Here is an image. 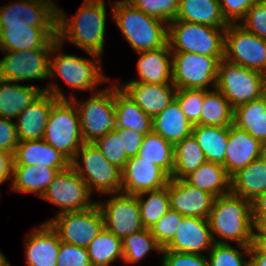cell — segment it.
Listing matches in <instances>:
<instances>
[{
    "label": "cell",
    "mask_w": 266,
    "mask_h": 266,
    "mask_svg": "<svg viewBox=\"0 0 266 266\" xmlns=\"http://www.w3.org/2000/svg\"><path fill=\"white\" fill-rule=\"evenodd\" d=\"M104 0H84L75 15L68 19L58 8L57 38L64 44L70 41L92 56L102 57L106 31V6Z\"/></svg>",
    "instance_id": "1"
},
{
    "label": "cell",
    "mask_w": 266,
    "mask_h": 266,
    "mask_svg": "<svg viewBox=\"0 0 266 266\" xmlns=\"http://www.w3.org/2000/svg\"><path fill=\"white\" fill-rule=\"evenodd\" d=\"M214 243L229 244L236 241L238 247L249 255L253 240L251 202L231 192L214 198L208 217ZM221 238L216 240L215 236Z\"/></svg>",
    "instance_id": "2"
},
{
    "label": "cell",
    "mask_w": 266,
    "mask_h": 266,
    "mask_svg": "<svg viewBox=\"0 0 266 266\" xmlns=\"http://www.w3.org/2000/svg\"><path fill=\"white\" fill-rule=\"evenodd\" d=\"M113 4L112 18L136 53L156 50L167 44V23L143 13L126 0Z\"/></svg>",
    "instance_id": "3"
},
{
    "label": "cell",
    "mask_w": 266,
    "mask_h": 266,
    "mask_svg": "<svg viewBox=\"0 0 266 266\" xmlns=\"http://www.w3.org/2000/svg\"><path fill=\"white\" fill-rule=\"evenodd\" d=\"M43 140L72 162L85 143L78 112L70 100L58 99L52 106Z\"/></svg>",
    "instance_id": "4"
},
{
    "label": "cell",
    "mask_w": 266,
    "mask_h": 266,
    "mask_svg": "<svg viewBox=\"0 0 266 266\" xmlns=\"http://www.w3.org/2000/svg\"><path fill=\"white\" fill-rule=\"evenodd\" d=\"M225 29L186 21H171L168 24L167 43L172 52L224 56Z\"/></svg>",
    "instance_id": "5"
},
{
    "label": "cell",
    "mask_w": 266,
    "mask_h": 266,
    "mask_svg": "<svg viewBox=\"0 0 266 266\" xmlns=\"http://www.w3.org/2000/svg\"><path fill=\"white\" fill-rule=\"evenodd\" d=\"M78 112L81 133L85 143H94L109 131L117 128L115 114V86L100 89L92 97L77 102L75 96H70ZM79 103V104H78Z\"/></svg>",
    "instance_id": "6"
},
{
    "label": "cell",
    "mask_w": 266,
    "mask_h": 266,
    "mask_svg": "<svg viewBox=\"0 0 266 266\" xmlns=\"http://www.w3.org/2000/svg\"><path fill=\"white\" fill-rule=\"evenodd\" d=\"M263 73L221 59L216 88L229 101L232 109L265 95Z\"/></svg>",
    "instance_id": "7"
},
{
    "label": "cell",
    "mask_w": 266,
    "mask_h": 266,
    "mask_svg": "<svg viewBox=\"0 0 266 266\" xmlns=\"http://www.w3.org/2000/svg\"><path fill=\"white\" fill-rule=\"evenodd\" d=\"M80 156L83 165L79 163ZM71 166L91 193L94 190L104 195L121 192L122 171L111 164L94 143H84L77 151Z\"/></svg>",
    "instance_id": "8"
},
{
    "label": "cell",
    "mask_w": 266,
    "mask_h": 266,
    "mask_svg": "<svg viewBox=\"0 0 266 266\" xmlns=\"http://www.w3.org/2000/svg\"><path fill=\"white\" fill-rule=\"evenodd\" d=\"M62 46L59 40L53 45L51 53L56 54L58 51V54H56V57L55 55L50 57L49 77H56L57 73L70 88L82 91L91 90L93 92L99 83L109 82V78L101 72L102 65L98 66L102 62L101 57L92 54L93 59L91 60L75 55L62 54L60 50Z\"/></svg>",
    "instance_id": "9"
},
{
    "label": "cell",
    "mask_w": 266,
    "mask_h": 266,
    "mask_svg": "<svg viewBox=\"0 0 266 266\" xmlns=\"http://www.w3.org/2000/svg\"><path fill=\"white\" fill-rule=\"evenodd\" d=\"M224 56L172 52V83L178 89L216 88L218 67ZM211 84V85H210Z\"/></svg>",
    "instance_id": "10"
},
{
    "label": "cell",
    "mask_w": 266,
    "mask_h": 266,
    "mask_svg": "<svg viewBox=\"0 0 266 266\" xmlns=\"http://www.w3.org/2000/svg\"><path fill=\"white\" fill-rule=\"evenodd\" d=\"M224 59L259 71L266 77V40L230 23L224 33Z\"/></svg>",
    "instance_id": "11"
},
{
    "label": "cell",
    "mask_w": 266,
    "mask_h": 266,
    "mask_svg": "<svg viewBox=\"0 0 266 266\" xmlns=\"http://www.w3.org/2000/svg\"><path fill=\"white\" fill-rule=\"evenodd\" d=\"M46 223L56 231L60 241L85 248L104 228L103 215L97 204L83 211L57 214Z\"/></svg>",
    "instance_id": "12"
},
{
    "label": "cell",
    "mask_w": 266,
    "mask_h": 266,
    "mask_svg": "<svg viewBox=\"0 0 266 266\" xmlns=\"http://www.w3.org/2000/svg\"><path fill=\"white\" fill-rule=\"evenodd\" d=\"M87 184L70 165L59 171L45 190L42 199L60 207L58 214L89 209L96 204L92 201Z\"/></svg>",
    "instance_id": "13"
},
{
    "label": "cell",
    "mask_w": 266,
    "mask_h": 266,
    "mask_svg": "<svg viewBox=\"0 0 266 266\" xmlns=\"http://www.w3.org/2000/svg\"><path fill=\"white\" fill-rule=\"evenodd\" d=\"M96 204L103 215L104 228L121 240L144 229L136 195L114 193L112 198Z\"/></svg>",
    "instance_id": "14"
},
{
    "label": "cell",
    "mask_w": 266,
    "mask_h": 266,
    "mask_svg": "<svg viewBox=\"0 0 266 266\" xmlns=\"http://www.w3.org/2000/svg\"><path fill=\"white\" fill-rule=\"evenodd\" d=\"M0 59V78L19 83L50 78L51 50L4 51Z\"/></svg>",
    "instance_id": "15"
},
{
    "label": "cell",
    "mask_w": 266,
    "mask_h": 266,
    "mask_svg": "<svg viewBox=\"0 0 266 266\" xmlns=\"http://www.w3.org/2000/svg\"><path fill=\"white\" fill-rule=\"evenodd\" d=\"M58 7L51 0H20L0 7V28L57 27Z\"/></svg>",
    "instance_id": "16"
},
{
    "label": "cell",
    "mask_w": 266,
    "mask_h": 266,
    "mask_svg": "<svg viewBox=\"0 0 266 266\" xmlns=\"http://www.w3.org/2000/svg\"><path fill=\"white\" fill-rule=\"evenodd\" d=\"M58 99L67 100V97L56 84H48L44 92L16 117L19 142L43 139L50 110Z\"/></svg>",
    "instance_id": "17"
},
{
    "label": "cell",
    "mask_w": 266,
    "mask_h": 266,
    "mask_svg": "<svg viewBox=\"0 0 266 266\" xmlns=\"http://www.w3.org/2000/svg\"><path fill=\"white\" fill-rule=\"evenodd\" d=\"M170 176L158 165L142 160L138 155L130 157L122 170L121 192L136 195L167 186Z\"/></svg>",
    "instance_id": "18"
},
{
    "label": "cell",
    "mask_w": 266,
    "mask_h": 266,
    "mask_svg": "<svg viewBox=\"0 0 266 266\" xmlns=\"http://www.w3.org/2000/svg\"><path fill=\"white\" fill-rule=\"evenodd\" d=\"M170 209L184 217L208 219L214 196L187 183L184 179H171L167 186Z\"/></svg>",
    "instance_id": "19"
},
{
    "label": "cell",
    "mask_w": 266,
    "mask_h": 266,
    "mask_svg": "<svg viewBox=\"0 0 266 266\" xmlns=\"http://www.w3.org/2000/svg\"><path fill=\"white\" fill-rule=\"evenodd\" d=\"M57 38V27L0 28V50H52Z\"/></svg>",
    "instance_id": "20"
},
{
    "label": "cell",
    "mask_w": 266,
    "mask_h": 266,
    "mask_svg": "<svg viewBox=\"0 0 266 266\" xmlns=\"http://www.w3.org/2000/svg\"><path fill=\"white\" fill-rule=\"evenodd\" d=\"M214 244L208 219L184 217L175 236L164 247L165 250L179 253L200 254L212 248Z\"/></svg>",
    "instance_id": "21"
},
{
    "label": "cell",
    "mask_w": 266,
    "mask_h": 266,
    "mask_svg": "<svg viewBox=\"0 0 266 266\" xmlns=\"http://www.w3.org/2000/svg\"><path fill=\"white\" fill-rule=\"evenodd\" d=\"M263 154H265L264 144L247 131L233 124L229 126L224 167L230 177Z\"/></svg>",
    "instance_id": "22"
},
{
    "label": "cell",
    "mask_w": 266,
    "mask_h": 266,
    "mask_svg": "<svg viewBox=\"0 0 266 266\" xmlns=\"http://www.w3.org/2000/svg\"><path fill=\"white\" fill-rule=\"evenodd\" d=\"M119 88L152 118L162 112L175 99L177 91L173 83L126 82L121 84Z\"/></svg>",
    "instance_id": "23"
},
{
    "label": "cell",
    "mask_w": 266,
    "mask_h": 266,
    "mask_svg": "<svg viewBox=\"0 0 266 266\" xmlns=\"http://www.w3.org/2000/svg\"><path fill=\"white\" fill-rule=\"evenodd\" d=\"M25 256L28 266H57L60 238L56 231L43 223L27 235Z\"/></svg>",
    "instance_id": "24"
},
{
    "label": "cell",
    "mask_w": 266,
    "mask_h": 266,
    "mask_svg": "<svg viewBox=\"0 0 266 266\" xmlns=\"http://www.w3.org/2000/svg\"><path fill=\"white\" fill-rule=\"evenodd\" d=\"M138 54L140 56L136 66L140 78L128 82L172 83V51L168 43L159 49L142 51Z\"/></svg>",
    "instance_id": "25"
},
{
    "label": "cell",
    "mask_w": 266,
    "mask_h": 266,
    "mask_svg": "<svg viewBox=\"0 0 266 266\" xmlns=\"http://www.w3.org/2000/svg\"><path fill=\"white\" fill-rule=\"evenodd\" d=\"M13 165L68 168L71 162L43 139L21 141L13 155Z\"/></svg>",
    "instance_id": "26"
},
{
    "label": "cell",
    "mask_w": 266,
    "mask_h": 266,
    "mask_svg": "<svg viewBox=\"0 0 266 266\" xmlns=\"http://www.w3.org/2000/svg\"><path fill=\"white\" fill-rule=\"evenodd\" d=\"M230 192L250 202L266 192V154L231 176Z\"/></svg>",
    "instance_id": "27"
},
{
    "label": "cell",
    "mask_w": 266,
    "mask_h": 266,
    "mask_svg": "<svg viewBox=\"0 0 266 266\" xmlns=\"http://www.w3.org/2000/svg\"><path fill=\"white\" fill-rule=\"evenodd\" d=\"M43 92L44 88L38 86H22L0 78V117L16 118Z\"/></svg>",
    "instance_id": "28"
},
{
    "label": "cell",
    "mask_w": 266,
    "mask_h": 266,
    "mask_svg": "<svg viewBox=\"0 0 266 266\" xmlns=\"http://www.w3.org/2000/svg\"><path fill=\"white\" fill-rule=\"evenodd\" d=\"M173 21H186L227 28L230 24L223 16L219 0H179L178 13Z\"/></svg>",
    "instance_id": "29"
},
{
    "label": "cell",
    "mask_w": 266,
    "mask_h": 266,
    "mask_svg": "<svg viewBox=\"0 0 266 266\" xmlns=\"http://www.w3.org/2000/svg\"><path fill=\"white\" fill-rule=\"evenodd\" d=\"M153 132L175 145L192 135L193 125L174 99L162 112L152 118Z\"/></svg>",
    "instance_id": "30"
},
{
    "label": "cell",
    "mask_w": 266,
    "mask_h": 266,
    "mask_svg": "<svg viewBox=\"0 0 266 266\" xmlns=\"http://www.w3.org/2000/svg\"><path fill=\"white\" fill-rule=\"evenodd\" d=\"M66 168H48L42 165H13L11 190L20 193H35L42 197L59 171Z\"/></svg>",
    "instance_id": "31"
},
{
    "label": "cell",
    "mask_w": 266,
    "mask_h": 266,
    "mask_svg": "<svg viewBox=\"0 0 266 266\" xmlns=\"http://www.w3.org/2000/svg\"><path fill=\"white\" fill-rule=\"evenodd\" d=\"M117 128L131 129L144 136L153 131L152 117L147 115L115 84Z\"/></svg>",
    "instance_id": "32"
},
{
    "label": "cell",
    "mask_w": 266,
    "mask_h": 266,
    "mask_svg": "<svg viewBox=\"0 0 266 266\" xmlns=\"http://www.w3.org/2000/svg\"><path fill=\"white\" fill-rule=\"evenodd\" d=\"M183 179L214 197L230 193L231 177L227 174L225 167L220 164L206 161Z\"/></svg>",
    "instance_id": "33"
},
{
    "label": "cell",
    "mask_w": 266,
    "mask_h": 266,
    "mask_svg": "<svg viewBox=\"0 0 266 266\" xmlns=\"http://www.w3.org/2000/svg\"><path fill=\"white\" fill-rule=\"evenodd\" d=\"M233 125L266 144V95L233 109Z\"/></svg>",
    "instance_id": "34"
},
{
    "label": "cell",
    "mask_w": 266,
    "mask_h": 266,
    "mask_svg": "<svg viewBox=\"0 0 266 266\" xmlns=\"http://www.w3.org/2000/svg\"><path fill=\"white\" fill-rule=\"evenodd\" d=\"M192 135L204 152L206 161L224 166L229 126L193 125Z\"/></svg>",
    "instance_id": "35"
},
{
    "label": "cell",
    "mask_w": 266,
    "mask_h": 266,
    "mask_svg": "<svg viewBox=\"0 0 266 266\" xmlns=\"http://www.w3.org/2000/svg\"><path fill=\"white\" fill-rule=\"evenodd\" d=\"M174 154V145L153 131L144 136L138 152L142 160L158 165L169 176L174 169Z\"/></svg>",
    "instance_id": "36"
},
{
    "label": "cell",
    "mask_w": 266,
    "mask_h": 266,
    "mask_svg": "<svg viewBox=\"0 0 266 266\" xmlns=\"http://www.w3.org/2000/svg\"><path fill=\"white\" fill-rule=\"evenodd\" d=\"M174 169L171 179H183L206 162L204 152L193 135L174 145Z\"/></svg>",
    "instance_id": "37"
},
{
    "label": "cell",
    "mask_w": 266,
    "mask_h": 266,
    "mask_svg": "<svg viewBox=\"0 0 266 266\" xmlns=\"http://www.w3.org/2000/svg\"><path fill=\"white\" fill-rule=\"evenodd\" d=\"M233 124V109L222 93L214 88L204 90V100L200 115V125L230 126Z\"/></svg>",
    "instance_id": "38"
},
{
    "label": "cell",
    "mask_w": 266,
    "mask_h": 266,
    "mask_svg": "<svg viewBox=\"0 0 266 266\" xmlns=\"http://www.w3.org/2000/svg\"><path fill=\"white\" fill-rule=\"evenodd\" d=\"M92 266H109L123 258L122 240L103 228L86 248Z\"/></svg>",
    "instance_id": "39"
},
{
    "label": "cell",
    "mask_w": 266,
    "mask_h": 266,
    "mask_svg": "<svg viewBox=\"0 0 266 266\" xmlns=\"http://www.w3.org/2000/svg\"><path fill=\"white\" fill-rule=\"evenodd\" d=\"M147 194V199L144 195ZM140 210V218L145 229L153 225L170 210V197L168 188L164 187L155 191H145L136 194Z\"/></svg>",
    "instance_id": "40"
},
{
    "label": "cell",
    "mask_w": 266,
    "mask_h": 266,
    "mask_svg": "<svg viewBox=\"0 0 266 266\" xmlns=\"http://www.w3.org/2000/svg\"><path fill=\"white\" fill-rule=\"evenodd\" d=\"M124 262L136 263L144 258L151 250L162 252L163 247L156 241L149 229H142L122 239ZM150 251V252H149Z\"/></svg>",
    "instance_id": "41"
},
{
    "label": "cell",
    "mask_w": 266,
    "mask_h": 266,
    "mask_svg": "<svg viewBox=\"0 0 266 266\" xmlns=\"http://www.w3.org/2000/svg\"><path fill=\"white\" fill-rule=\"evenodd\" d=\"M143 13L155 17L167 24L173 21L178 13L179 0H126Z\"/></svg>",
    "instance_id": "42"
},
{
    "label": "cell",
    "mask_w": 266,
    "mask_h": 266,
    "mask_svg": "<svg viewBox=\"0 0 266 266\" xmlns=\"http://www.w3.org/2000/svg\"><path fill=\"white\" fill-rule=\"evenodd\" d=\"M102 155L113 165L123 170L129 157L122 150L121 137L115 130L109 131L94 142Z\"/></svg>",
    "instance_id": "43"
},
{
    "label": "cell",
    "mask_w": 266,
    "mask_h": 266,
    "mask_svg": "<svg viewBox=\"0 0 266 266\" xmlns=\"http://www.w3.org/2000/svg\"><path fill=\"white\" fill-rule=\"evenodd\" d=\"M175 99L178 101L181 111L192 125H200V115L204 100V90L178 89Z\"/></svg>",
    "instance_id": "44"
},
{
    "label": "cell",
    "mask_w": 266,
    "mask_h": 266,
    "mask_svg": "<svg viewBox=\"0 0 266 266\" xmlns=\"http://www.w3.org/2000/svg\"><path fill=\"white\" fill-rule=\"evenodd\" d=\"M209 251V266H249V260H245L244 254L230 243H214Z\"/></svg>",
    "instance_id": "45"
},
{
    "label": "cell",
    "mask_w": 266,
    "mask_h": 266,
    "mask_svg": "<svg viewBox=\"0 0 266 266\" xmlns=\"http://www.w3.org/2000/svg\"><path fill=\"white\" fill-rule=\"evenodd\" d=\"M183 218V215L170 209L149 230L156 241L164 248L175 236Z\"/></svg>",
    "instance_id": "46"
},
{
    "label": "cell",
    "mask_w": 266,
    "mask_h": 266,
    "mask_svg": "<svg viewBox=\"0 0 266 266\" xmlns=\"http://www.w3.org/2000/svg\"><path fill=\"white\" fill-rule=\"evenodd\" d=\"M248 32L266 40V0H258L239 21Z\"/></svg>",
    "instance_id": "47"
},
{
    "label": "cell",
    "mask_w": 266,
    "mask_h": 266,
    "mask_svg": "<svg viewBox=\"0 0 266 266\" xmlns=\"http://www.w3.org/2000/svg\"><path fill=\"white\" fill-rule=\"evenodd\" d=\"M57 266H92L85 247L60 241Z\"/></svg>",
    "instance_id": "48"
},
{
    "label": "cell",
    "mask_w": 266,
    "mask_h": 266,
    "mask_svg": "<svg viewBox=\"0 0 266 266\" xmlns=\"http://www.w3.org/2000/svg\"><path fill=\"white\" fill-rule=\"evenodd\" d=\"M162 266H209L204 255L162 249Z\"/></svg>",
    "instance_id": "49"
},
{
    "label": "cell",
    "mask_w": 266,
    "mask_h": 266,
    "mask_svg": "<svg viewBox=\"0 0 266 266\" xmlns=\"http://www.w3.org/2000/svg\"><path fill=\"white\" fill-rule=\"evenodd\" d=\"M258 0H219L223 16L229 23H238Z\"/></svg>",
    "instance_id": "50"
},
{
    "label": "cell",
    "mask_w": 266,
    "mask_h": 266,
    "mask_svg": "<svg viewBox=\"0 0 266 266\" xmlns=\"http://www.w3.org/2000/svg\"><path fill=\"white\" fill-rule=\"evenodd\" d=\"M18 144L15 122L11 119L0 117V151L14 155Z\"/></svg>",
    "instance_id": "51"
},
{
    "label": "cell",
    "mask_w": 266,
    "mask_h": 266,
    "mask_svg": "<svg viewBox=\"0 0 266 266\" xmlns=\"http://www.w3.org/2000/svg\"><path fill=\"white\" fill-rule=\"evenodd\" d=\"M115 131L121 137L122 150L126 152V155L129 158L138 155L144 135L125 128H116Z\"/></svg>",
    "instance_id": "52"
},
{
    "label": "cell",
    "mask_w": 266,
    "mask_h": 266,
    "mask_svg": "<svg viewBox=\"0 0 266 266\" xmlns=\"http://www.w3.org/2000/svg\"><path fill=\"white\" fill-rule=\"evenodd\" d=\"M13 154L0 151V184L13 177Z\"/></svg>",
    "instance_id": "53"
},
{
    "label": "cell",
    "mask_w": 266,
    "mask_h": 266,
    "mask_svg": "<svg viewBox=\"0 0 266 266\" xmlns=\"http://www.w3.org/2000/svg\"><path fill=\"white\" fill-rule=\"evenodd\" d=\"M251 213L253 219L266 218V192L251 201Z\"/></svg>",
    "instance_id": "54"
},
{
    "label": "cell",
    "mask_w": 266,
    "mask_h": 266,
    "mask_svg": "<svg viewBox=\"0 0 266 266\" xmlns=\"http://www.w3.org/2000/svg\"><path fill=\"white\" fill-rule=\"evenodd\" d=\"M249 266H266V255L260 253L252 244L249 245Z\"/></svg>",
    "instance_id": "55"
},
{
    "label": "cell",
    "mask_w": 266,
    "mask_h": 266,
    "mask_svg": "<svg viewBox=\"0 0 266 266\" xmlns=\"http://www.w3.org/2000/svg\"><path fill=\"white\" fill-rule=\"evenodd\" d=\"M253 238H266V218L265 219H253ZM255 230L257 232H255Z\"/></svg>",
    "instance_id": "56"
},
{
    "label": "cell",
    "mask_w": 266,
    "mask_h": 266,
    "mask_svg": "<svg viewBox=\"0 0 266 266\" xmlns=\"http://www.w3.org/2000/svg\"><path fill=\"white\" fill-rule=\"evenodd\" d=\"M252 245L262 254L266 255V238H253Z\"/></svg>",
    "instance_id": "57"
},
{
    "label": "cell",
    "mask_w": 266,
    "mask_h": 266,
    "mask_svg": "<svg viewBox=\"0 0 266 266\" xmlns=\"http://www.w3.org/2000/svg\"><path fill=\"white\" fill-rule=\"evenodd\" d=\"M0 266H11L2 251H0Z\"/></svg>",
    "instance_id": "58"
}]
</instances>
